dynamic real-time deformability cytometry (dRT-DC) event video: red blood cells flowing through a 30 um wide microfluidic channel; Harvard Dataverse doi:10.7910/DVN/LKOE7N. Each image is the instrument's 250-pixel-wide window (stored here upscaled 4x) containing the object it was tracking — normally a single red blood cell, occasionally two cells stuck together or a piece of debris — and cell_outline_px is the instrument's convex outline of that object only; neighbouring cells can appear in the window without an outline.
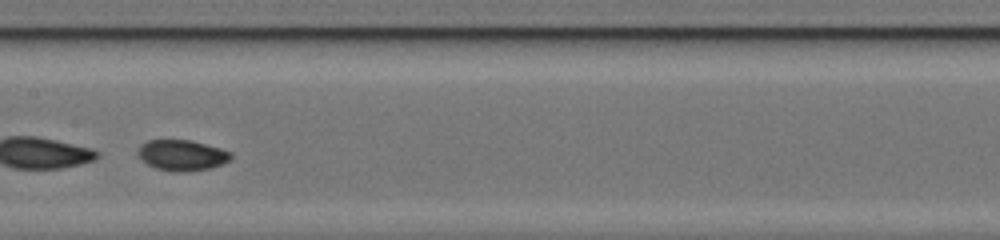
{"species": "common noctule bat (a hibernating species)", "species_latin": "Nyctalus noctula", "temperature_condition": "cold", "stored_images_in_passage": 31, "camera_frame_rate_fps": 3000, "um_per_image_px": 0.085, "animal": {"sex": "female", "body_mass_g": 17.0, "forearm_length_mm": 48.0}, "frame": {"image": 1, "passage_image": 13, "time_ms": 4.0, "image_size_px": [1000, 240], "cell_outline_px": [[232, 160], [212, 168], [188, 172], [176, 172], [156, 168], [148, 164], [136, 152], [140, 144], [148, 140], [192, 140], [220, 148], [232, 152]], "centroid_in_image_um": [15.51, 13.19], "position_along_channel_um": 191.9, "area_um2": 16.82}}
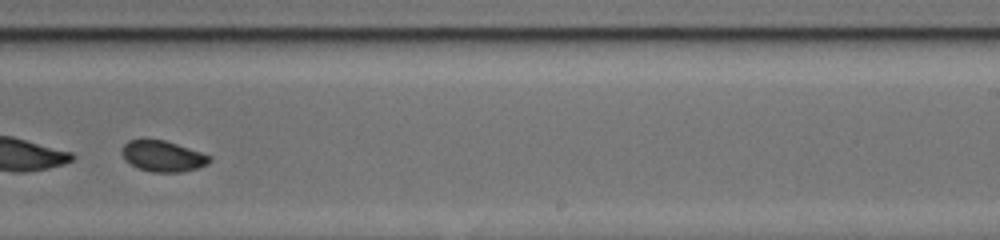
{"frame": {"image": 2, "passage_image": 19, "time_ms": 6.0, "image_size_px": [1000, 240], "cell_outline_px": [[212, 160], [208, 164], [196, 168], [180, 172], [152, 172], [136, 168], [124, 160], [120, 152], [120, 148], [128, 140], [164, 140], [212, 156]], "centroid_in_image_um": [13.79, 13.28], "position_along_channel_um": 275.2, "area_um2": 15.84}}
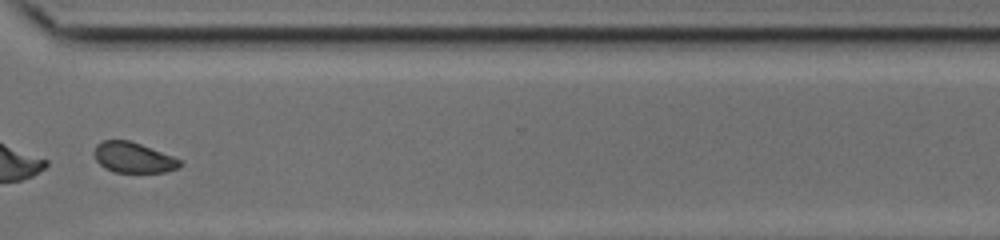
{"frame": {"image": 3, "passage_image": 25, "time_ms": 8.0, "image_size_px": [1000, 240], "cell_outline_px": [[180, 164], [176, 168], [164, 172], [116, 172], [104, 168], [96, 160], [92, 152], [96, 144], [104, 140], [128, 140], [140, 144], [172, 156], [180, 160]], "centroid_in_image_um": [11.26, 13.38], "position_along_channel_um": 359.3, "area_um2": 15.03}, "authors_computed_cell_mechanics": {"area_um2": 16.5308, "velocity_mm_per_s": 4.1944, "shape_relaxation_time_tau1_ms": 5.3715, "shape_relaxation_time_tau2_ms": 2.8527, "deformation_change_tau1": 0.097, "deformation_change_tau2": 0.0544}}